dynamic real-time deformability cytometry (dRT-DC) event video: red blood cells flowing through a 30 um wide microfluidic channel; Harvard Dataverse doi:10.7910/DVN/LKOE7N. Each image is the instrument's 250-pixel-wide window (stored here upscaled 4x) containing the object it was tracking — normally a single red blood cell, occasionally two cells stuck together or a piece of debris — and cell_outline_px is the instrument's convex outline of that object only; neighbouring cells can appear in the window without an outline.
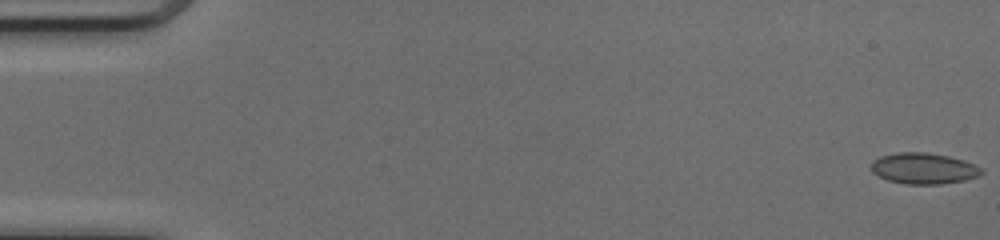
{"species": "common noctule bat (a hibernating species)", "species_latin": "Nyctalus noctula", "temperature_condition": "cold", "stored_images_in_passage": 47, "camera_frame_rate_fps": 3000, "um_per_image_px": 0.085, "animal": {"sex": "female", "body_mass_g": 17.0, "forearm_length_mm": 48.0}, "frame": {"image": 1, "passage_image": 1, "time_ms": 0.0, "image_size_px": [1000, 240], "cell_outline_px": [[984, 172], [980, 176], [964, 180], [940, 184], [904, 184], [888, 180], [872, 172], [872, 160], [880, 156], [896, 152], [924, 152], [948, 156], [964, 160], [980, 168]], "centroid_in_image_um": [78.5, 14.31], "position_along_channel_um": 6.5, "area_um2": 19.88}}
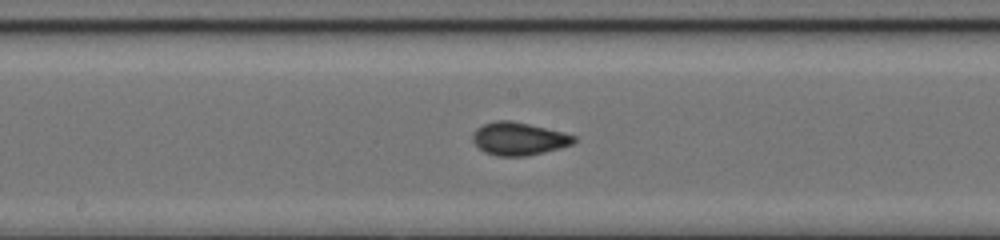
{"frame": {"image": 2, "passage_image": 27, "time_ms": 8.667, "image_size_px": [1000, 240], "cell_outline_px": [[576, 140], [572, 144], [560, 148], [528, 156], [496, 156], [484, 152], [472, 140], [472, 132], [476, 128], [484, 124], [496, 120], [508, 120], [528, 124], [564, 132], [576, 136]], "centroid_in_image_um": [44.08, 11.8], "position_along_channel_um": 204.1, "area_um2": 19.42}}
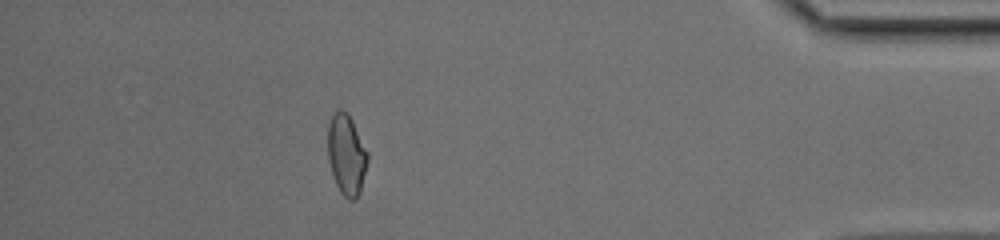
{"frame": {"image": 3, "passage_image": 45, "time_ms": 14.667, "image_size_px": [1000, 240], "cell_outline_px": [[368, 160], [360, 192], [356, 200], [348, 200], [340, 192], [332, 176], [328, 160], [328, 124], [332, 112], [336, 108], [340, 108], [348, 112], [368, 152]], "centroid_in_image_um": [29.43, 13.12], "position_along_channel_um": 405.8, "area_um2": 19.07}}